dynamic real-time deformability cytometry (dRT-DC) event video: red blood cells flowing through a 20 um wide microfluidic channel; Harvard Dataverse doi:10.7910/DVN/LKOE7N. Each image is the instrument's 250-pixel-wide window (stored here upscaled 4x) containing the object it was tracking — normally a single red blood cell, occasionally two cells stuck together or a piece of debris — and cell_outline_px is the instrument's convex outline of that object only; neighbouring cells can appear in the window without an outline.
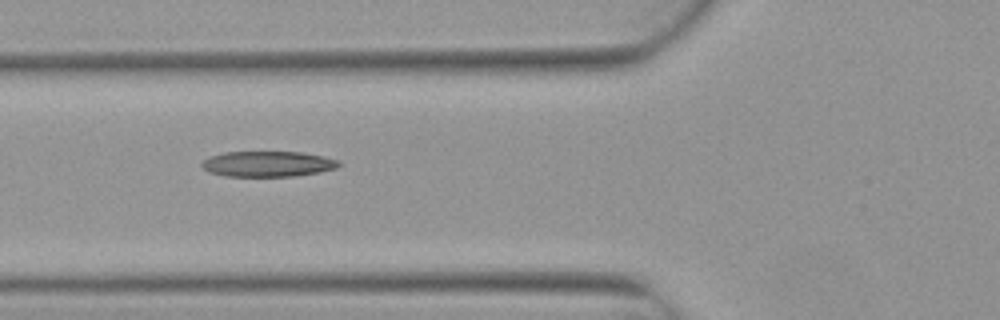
{"species": "Egyptian fruit bat (a non-hibernating species)", "species_latin": "Rousettus aegyptiacus", "temperature_condition": "warm", "stored_images_in_passage": 8, "camera_frame_rate_fps": 3000, "um_per_image_px": 0.085, "animal": {"sex": "female"}, "frame": {"image": 1, "passage_image": 6, "time_ms": 1.667, "image_size_px": [1000, 320], "cell_outline_px": [[340, 164], [336, 168], [320, 172], [292, 176], [224, 176], [208, 172], [200, 164], [208, 156], [224, 152], [300, 152], [324, 156], [340, 160]], "centroid_in_image_um": [22.75, 13.93], "position_along_channel_um": 103.1, "area_um2": 20.46}}
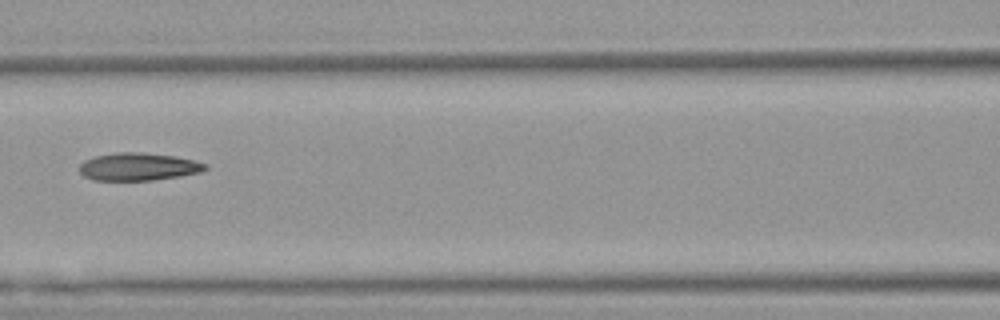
{"frame": {"image": 2, "passage_image": 7, "time_ms": 2.0, "image_size_px": [1000, 320], "cell_outline_px": [[208, 168], [200, 172], [180, 176], [152, 180], [92, 180], [84, 176], [80, 172], [80, 164], [84, 160], [96, 156], [116, 152], [140, 152], [176, 156], [196, 160], [208, 164]], "centroid_in_image_um": [11.79, 14.16], "position_along_channel_um": 154.8, "area_um2": 20.4}}
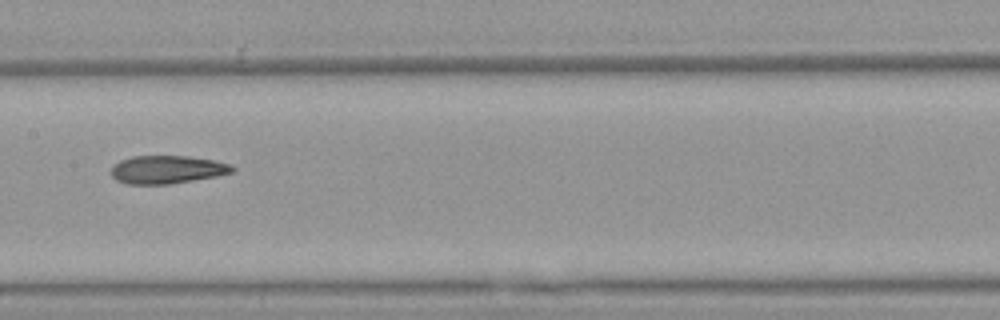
{"frame": {"image": 3, "passage_image": 8, "time_ms": 2.333, "image_size_px": [1000, 320], "cell_outline_px": [[236, 168], [232, 172], [216, 176], [168, 184], [128, 184], [116, 180], [112, 176], [112, 164], [120, 160], [132, 156], [188, 156], [212, 160], [232, 164]], "centroid_in_image_um": [14.19, 14.4], "position_along_channel_um": 193.2, "area_um2": 19.77}}